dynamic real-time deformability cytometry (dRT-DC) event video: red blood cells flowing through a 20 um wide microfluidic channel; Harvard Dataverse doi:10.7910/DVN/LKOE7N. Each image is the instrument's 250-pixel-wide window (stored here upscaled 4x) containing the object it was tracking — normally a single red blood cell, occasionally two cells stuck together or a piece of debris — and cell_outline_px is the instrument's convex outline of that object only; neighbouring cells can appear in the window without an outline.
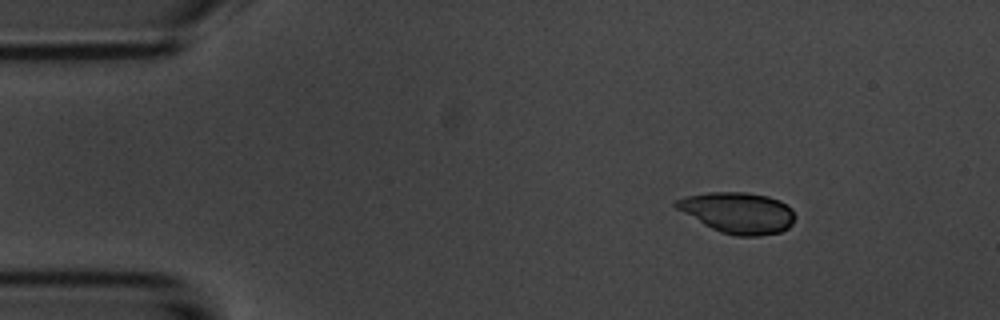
{"species": "common noctule bat (a hibernating species)", "species_latin": "Nyctalus noctula", "temperature_condition": "room temperature", "stored_images_in_passage": 4, "camera_frame_rate_fps": 3000, "um_per_image_px": 0.085, "animal": {"sex": "male", "body_mass_g": 20.1, "forearm_length_mm": 53.5}, "frame": {"image": 1, "passage_image": 1, "time_ms": 0.0, "image_size_px": [1000, 320], "cell_outline_px": [[796, 216], [792, 224], [788, 228], [780, 232], [760, 236], [736, 236], [720, 232], [704, 224], [676, 208], [672, 204], [676, 200], [688, 196], [708, 192], [748, 192], [768, 196], [780, 200], [792, 208]], "centroid_in_image_um": [62.77, 18.08], "position_along_channel_um": 22.2, "area_um2": 28.44}}